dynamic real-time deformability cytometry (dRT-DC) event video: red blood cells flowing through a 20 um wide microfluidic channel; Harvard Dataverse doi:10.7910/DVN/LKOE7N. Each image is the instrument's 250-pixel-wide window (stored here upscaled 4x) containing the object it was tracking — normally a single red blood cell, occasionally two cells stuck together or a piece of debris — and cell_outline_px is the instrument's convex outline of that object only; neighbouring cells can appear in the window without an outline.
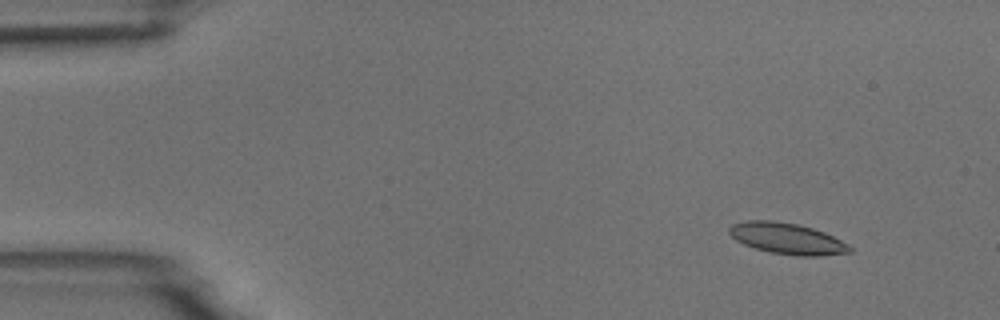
{"species": "common noctule bat (a hibernating species)", "species_latin": "Nyctalus noctula", "temperature_condition": "room temperature", "stored_images_in_passage": 4, "camera_frame_rate_fps": 3000, "um_per_image_px": 0.085, "animal": {"sex": "male", "body_mass_g": 18.8}, "frame": {"image": 1, "passage_image": 2, "time_ms": 1.0, "image_size_px": [1000, 320], "cell_outline_px": [[852, 252], [824, 256], [796, 256], [768, 252], [744, 244], [736, 240], [728, 232], [728, 228], [732, 224], [748, 220], [772, 220], [800, 224], [824, 232], [848, 244], [852, 248]], "centroid_in_image_um": [66.91, 20.28], "position_along_channel_um": 18.1, "area_um2": 22.02}}
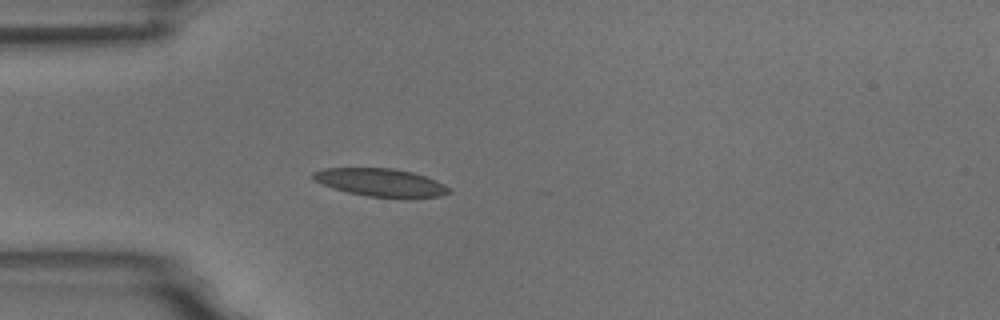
{"frame": {"image": 2, "passage_image": 4, "time_ms": 4.333, "image_size_px": [1000, 320], "cell_outline_px": [[452, 192], [440, 196], [368, 196], [348, 192], [320, 184], [312, 180], [308, 176], [312, 172], [324, 168], [392, 168], [412, 172], [436, 180], [444, 184]], "centroid_in_image_um": [32.25, 15.48], "position_along_channel_um": 52.8, "area_um2": 21.73}}